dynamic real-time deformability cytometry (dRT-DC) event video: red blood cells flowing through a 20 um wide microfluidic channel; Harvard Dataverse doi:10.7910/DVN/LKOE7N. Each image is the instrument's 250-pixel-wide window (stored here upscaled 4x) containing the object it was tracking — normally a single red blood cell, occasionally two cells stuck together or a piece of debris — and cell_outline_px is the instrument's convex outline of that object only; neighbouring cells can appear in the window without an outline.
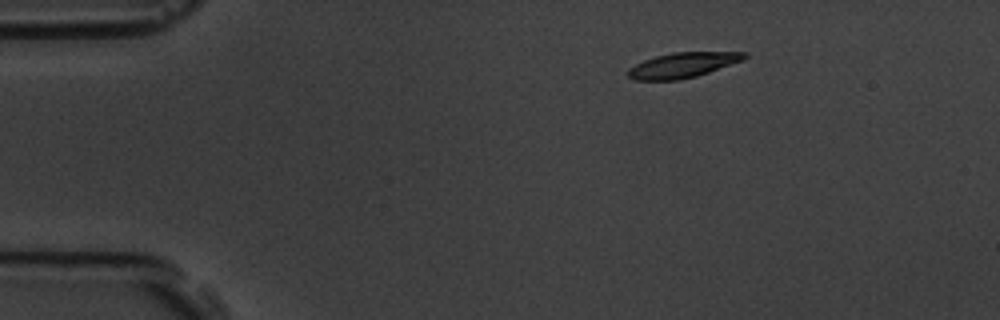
{"species": "common noctule bat (a hibernating species)", "species_latin": "Nyctalus noctula", "temperature_condition": "room temperature", "stored_images_in_passage": 48, "camera_frame_rate_fps": 3000, "um_per_image_px": 0.085, "animal": {"sex": "male", "body_mass_g": 19.5, "forearm_length_mm": 54.6}, "frame": {"image": 1, "passage_image": 1, "time_ms": 0.0, "image_size_px": [1000, 320], "cell_outline_px": [[748, 56], [744, 60], [696, 76], [680, 80], [636, 80], [628, 76], [628, 68], [644, 60], [656, 56], [672, 52], [748, 52]], "centroid_in_image_um": [58.05, 5.53], "position_along_channel_um": 27.0, "area_um2": 16.99}}
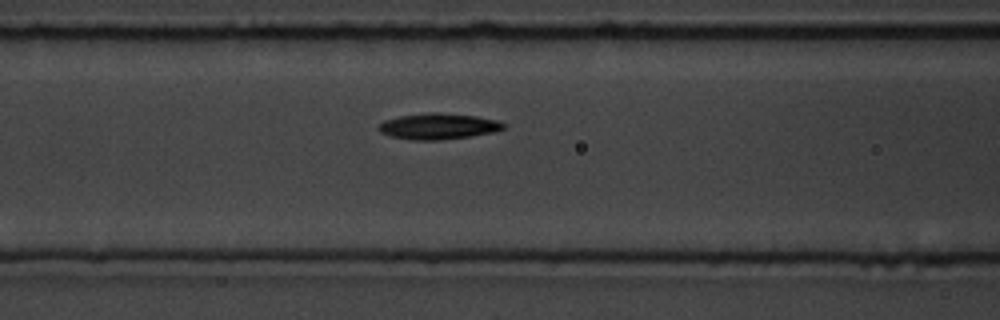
{"frame": {"image": 2, "passage_image": 15, "time_ms": 4.667, "image_size_px": [1000, 320], "cell_outline_px": [[504, 128], [492, 132], [472, 136], [440, 140], [412, 140], [392, 136], [380, 132], [376, 128], [384, 120], [400, 116], [432, 112], [440, 112], [476, 116], [496, 120], [504, 124]], "centroid_in_image_um": [37.23, 10.73], "position_along_channel_um": 129.4, "area_um2": 18.79}}
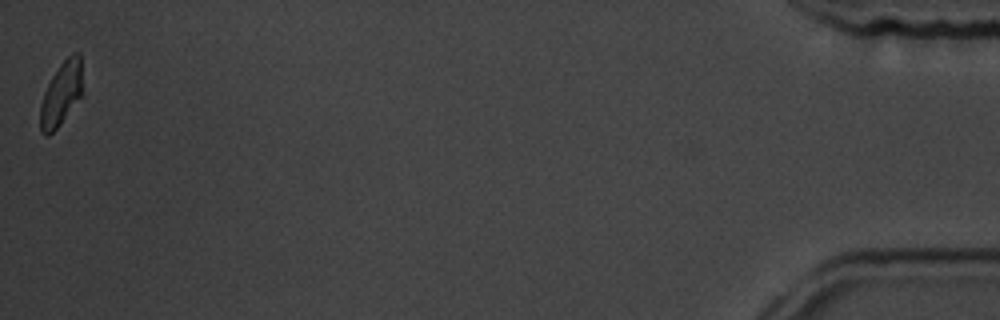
{"frame": {"image": 3, "passage_image": 48, "time_ms": 15.667, "image_size_px": [1000, 320], "cell_outline_px": [[84, 96], [60, 124], [48, 136], [44, 136], [40, 132], [40, 104], [44, 92], [52, 76], [60, 64], [72, 52], [80, 52]], "centroid_in_image_um": [5.25, 7.97], "position_along_channel_um": 430.0, "area_um2": 16.24}, "authors_computed_cell_mechanics": {"area_um2": 17.6579, "velocity_mm_per_s": 3.6152, "shape_relaxation_time_tau1_ms": 1.6733, "shape_relaxation_time_tau2_ms": 6.9556, "deformation_change_tau1": 0.1294, "deformation_change_tau2": 0.1254}}